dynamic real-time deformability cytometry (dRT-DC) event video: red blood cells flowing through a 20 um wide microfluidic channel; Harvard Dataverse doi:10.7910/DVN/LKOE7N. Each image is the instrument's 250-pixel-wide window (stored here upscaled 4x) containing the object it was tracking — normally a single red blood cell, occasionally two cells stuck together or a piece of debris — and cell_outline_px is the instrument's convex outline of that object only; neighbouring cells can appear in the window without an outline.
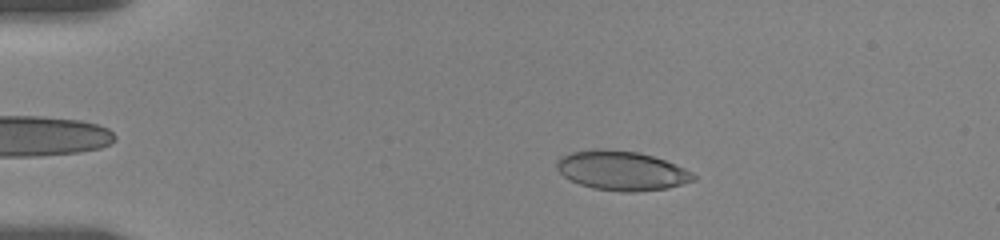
{"species": "human", "species_latin": "Homo sapiens", "temperature_condition": "room temperature", "stored_images_in_passage": 58, "camera_frame_rate_fps": 3000, "um_per_image_px": 0.085, "donor": {"sex": "female"}, "frame": {"image": 1, "passage_image": 28, "time_ms": 3.667, "image_size_px": [1000, 240], "cell_outline_px": [[696, 180], [668, 188], [632, 192], [620, 192], [592, 188], [580, 184], [564, 176], [556, 168], [556, 160], [560, 156], [572, 152], [600, 148], [604, 148], [640, 152], [664, 160], [684, 168], [692, 172], [696, 176]], "centroid_in_image_um": [52.83, 14.5], "position_along_channel_um": 32.2, "area_um2": 31.44}}
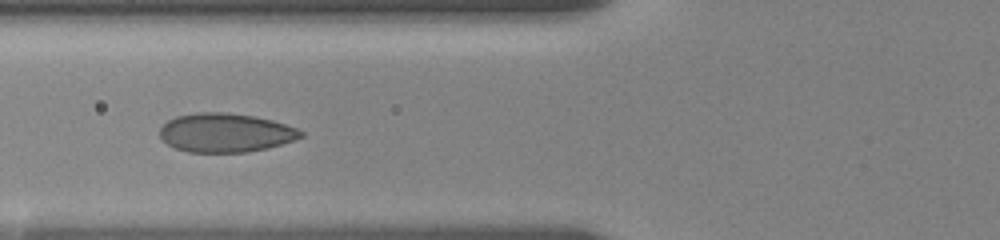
{"frame": {"image": 2, "passage_image": 42, "time_ms": 7.333, "image_size_px": [1000, 240], "cell_outline_px": [[304, 136], [296, 140], [268, 148], [248, 152], [188, 152], [176, 148], [160, 140], [160, 128], [168, 120], [176, 116], [196, 112], [228, 112], [256, 116], [272, 120], [296, 128], [304, 132]], "centroid_in_image_um": [19.17, 11.28], "position_along_channel_um": 106.6, "area_um2": 32.25}}
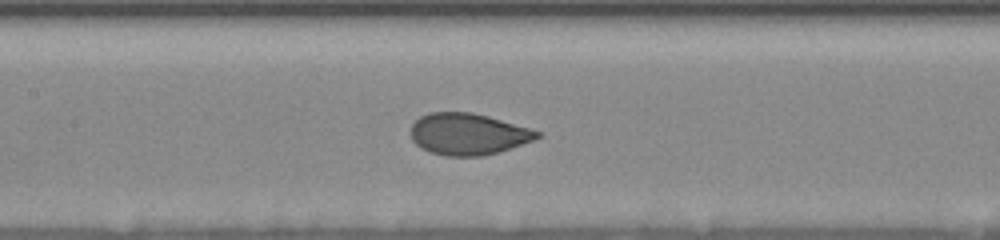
{"frame": {"image": 3, "passage_image": 52, "time_ms": 9.0, "image_size_px": [1000, 240], "cell_outline_px": [[544, 136], [536, 140], [500, 152], [480, 156], [444, 156], [428, 152], [420, 148], [412, 140], [408, 132], [412, 124], [420, 116], [428, 112], [472, 112], [488, 116], [528, 128], [540, 132]], "centroid_in_image_um": [39.76, 11.4], "position_along_channel_um": 167.6, "area_um2": 31.1}}